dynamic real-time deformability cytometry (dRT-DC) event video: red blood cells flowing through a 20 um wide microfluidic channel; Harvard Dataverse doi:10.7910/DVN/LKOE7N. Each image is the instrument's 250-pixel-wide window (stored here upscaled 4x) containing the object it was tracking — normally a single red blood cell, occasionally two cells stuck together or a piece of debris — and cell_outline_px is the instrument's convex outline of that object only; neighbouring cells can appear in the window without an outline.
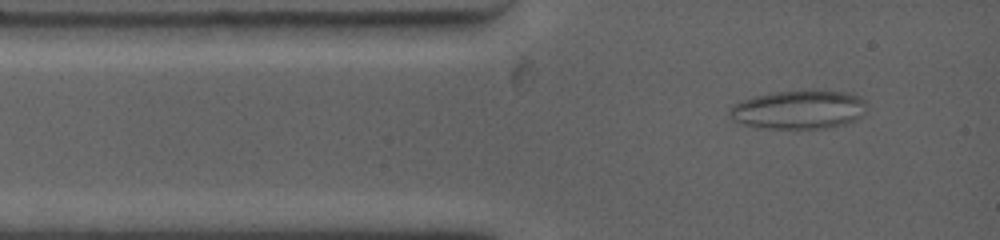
{"species": "common noctule bat (a hibernating species)", "species_latin": "Nyctalus noctula", "temperature_condition": "warm", "stored_images_in_passage": 44, "camera_frame_rate_fps": 4500, "um_per_image_px": 0.085, "animal": {"sex": "female", "body_mass_g": 19.0, "forearm_length_mm": 53.3}, "frame": {"image": 1, "passage_image": 1, "time_ms": 0.0, "image_size_px": [1000, 240], "cell_outline_px": [[868, 104], [864, 112], [860, 116], [844, 124], [824, 128], [756, 128], [740, 124], [732, 120], [728, 112], [732, 104], [740, 100], [756, 96], [776, 92], [848, 92], [860, 96]], "centroid_in_image_um": [67.83, 9.34], "position_along_channel_um": 17.2, "area_um2": 30.63}}
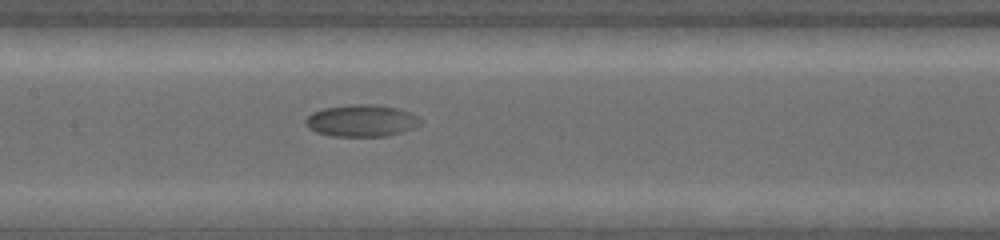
{"frame": {"image": 2, "passage_image": 17, "time_ms": 5.333, "image_size_px": [1000, 240], "cell_outline_px": [[424, 120], [416, 128], [388, 136], [332, 136], [316, 132], [308, 128], [304, 124], [304, 120], [312, 112], [324, 108], [348, 104], [376, 104], [396, 108], [408, 112]], "centroid_in_image_um": [30.72, 10.26], "position_along_channel_um": 176.7, "area_um2": 21.62}}
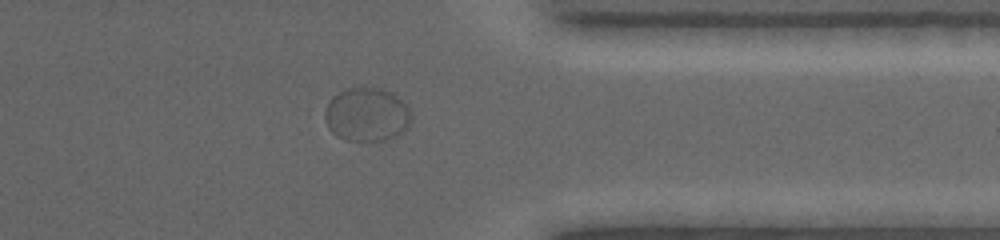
{"frame": {"image": 3, "passage_image": 35, "time_ms": 11.556, "image_size_px": [1000, 240], "cell_outline_px": [[412, 116], [408, 128], [404, 132], [396, 136], [384, 140], [344, 140], [336, 136], [328, 128], [324, 116], [324, 112], [328, 100], [332, 96], [348, 88], [380, 88], [392, 92], [404, 100], [412, 112]], "centroid_in_image_um": [31.2, 9.73], "position_along_channel_um": 380.2, "area_um2": 27.46}}